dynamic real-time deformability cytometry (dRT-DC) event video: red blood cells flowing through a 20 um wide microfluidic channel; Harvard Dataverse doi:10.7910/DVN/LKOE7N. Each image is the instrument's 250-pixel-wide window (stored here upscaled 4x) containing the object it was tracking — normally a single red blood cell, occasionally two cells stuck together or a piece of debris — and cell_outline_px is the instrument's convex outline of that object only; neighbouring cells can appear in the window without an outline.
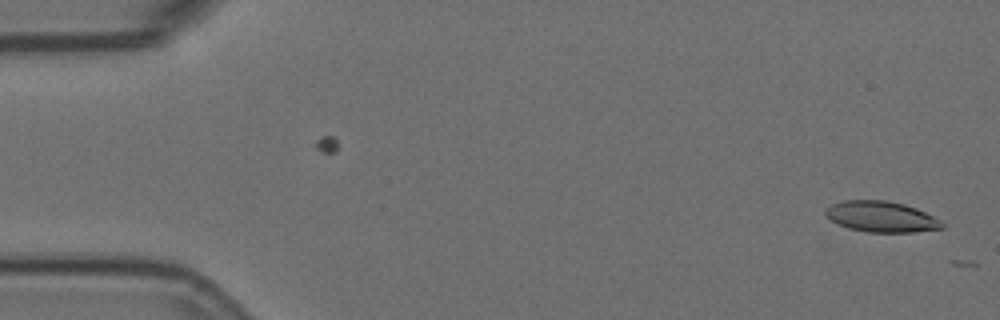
{"species": "Egyptian fruit bat (a non-hibernating species)", "species_latin": "Rousettus aegyptiacus", "temperature_condition": "room temperature", "stored_images_in_passage": 3, "camera_frame_rate_fps": 3000, "um_per_image_px": 0.085, "animal": {"sex": "female"}, "frame": {"image": 1, "passage_image": 1, "time_ms": 0.0, "image_size_px": [1000, 320], "cell_outline_px": [[944, 228], [912, 232], [868, 232], [848, 228], [832, 220], [824, 212], [824, 208], [832, 204], [844, 200], [888, 200], [904, 204], [916, 208], [940, 220], [944, 224]], "centroid_in_image_um": [74.9, 18.41], "position_along_channel_um": 10.1, "area_um2": 20.81}}